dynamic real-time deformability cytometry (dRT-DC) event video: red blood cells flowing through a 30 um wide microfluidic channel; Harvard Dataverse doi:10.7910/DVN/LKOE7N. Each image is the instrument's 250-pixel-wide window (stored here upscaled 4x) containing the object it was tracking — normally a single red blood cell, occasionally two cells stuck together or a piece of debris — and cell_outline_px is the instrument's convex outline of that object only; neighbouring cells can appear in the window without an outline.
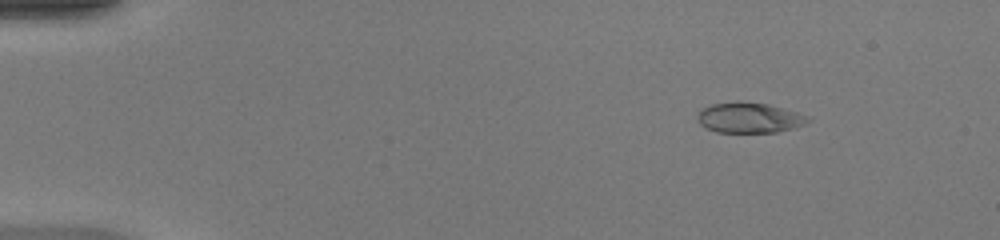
{"species": "common noctule bat (a hibernating species)", "species_latin": "Nyctalus noctula", "temperature_condition": "warm", "stored_images_in_passage": 43, "camera_frame_rate_fps": 3000, "um_per_image_px": 0.085, "animal": {"sex": "female", "body_mass_g": 20.0, "forearm_length_mm": 54.0}, "frame": {"image": 1, "passage_image": 1, "time_ms": 0.0, "image_size_px": [1000, 240], "cell_outline_px": [[812, 120], [796, 128], [776, 132], [716, 132], [704, 128], [696, 120], [696, 112], [700, 108], [712, 104], [736, 100], [740, 100], [768, 104], [796, 112], [808, 116]], "centroid_in_image_um": [63.62, 9.99], "position_along_channel_um": 21.4, "area_um2": 20.06}}
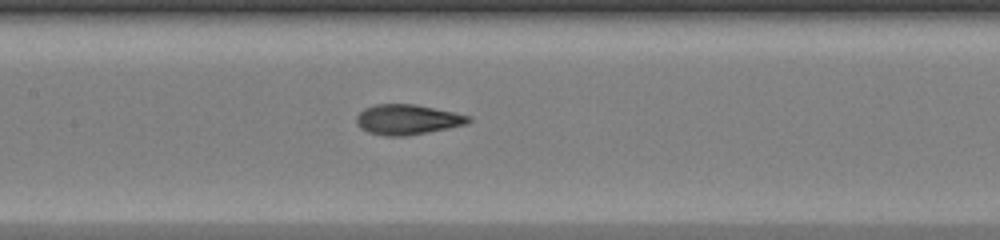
{"frame": {"image": 2, "passage_image": 19, "time_ms": 6.0, "image_size_px": [1000, 240], "cell_outline_px": [[472, 120], [468, 124], [448, 128], [404, 136], [384, 136], [368, 132], [360, 128], [356, 124], [356, 116], [364, 108], [376, 104], [416, 104], [472, 116]], "centroid_in_image_um": [34.63, 10.16], "position_along_channel_um": 172.8, "area_um2": 19.77}}
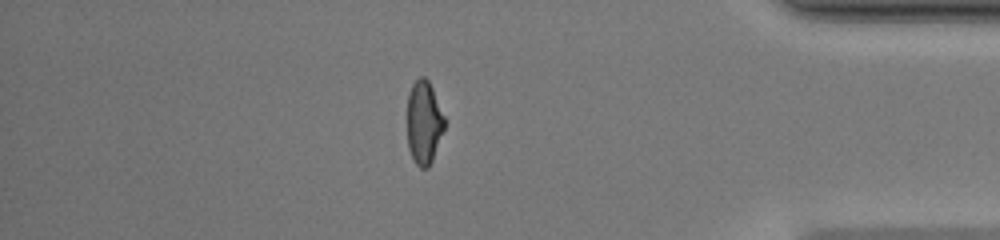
{"frame": {"image": 3, "passage_image": 37, "time_ms": 12.0, "image_size_px": [1000, 240], "cell_outline_px": [[448, 120], [432, 160], [428, 168], [420, 168], [416, 164], [408, 148], [408, 92], [412, 84], [420, 76], [424, 76], [428, 80]], "centroid_in_image_um": [36.07, 10.39], "position_along_channel_um": 399.1, "area_um2": 18.38}, "authors_computed_cell_mechanics": {"area_um2": 19.1896, "velocity_mm_per_s": 4.2662, "shape_relaxation_time_tau1_ms": 10.0403, "shape_relaxation_time_tau2_ms": 0.8742, "deformation_change_tau1": 0.3489, "deformation_change_tau2": 0.0609}}